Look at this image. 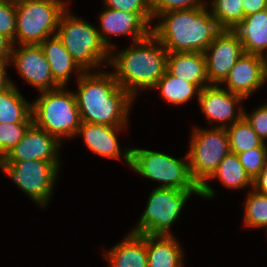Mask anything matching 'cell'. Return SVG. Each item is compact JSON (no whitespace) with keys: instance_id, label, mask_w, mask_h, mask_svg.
Instances as JSON below:
<instances>
[{"instance_id":"obj_1","label":"cell","mask_w":267,"mask_h":267,"mask_svg":"<svg viewBox=\"0 0 267 267\" xmlns=\"http://www.w3.org/2000/svg\"><path fill=\"white\" fill-rule=\"evenodd\" d=\"M74 92L81 122L127 127L134 98L115 79L111 71H86L75 79ZM131 110V111H130Z\"/></svg>"},{"instance_id":"obj_2","label":"cell","mask_w":267,"mask_h":267,"mask_svg":"<svg viewBox=\"0 0 267 267\" xmlns=\"http://www.w3.org/2000/svg\"><path fill=\"white\" fill-rule=\"evenodd\" d=\"M116 47L110 51L109 66L119 86L134 99L142 90L152 91L166 72L168 51L164 46L151 33L120 51Z\"/></svg>"},{"instance_id":"obj_3","label":"cell","mask_w":267,"mask_h":267,"mask_svg":"<svg viewBox=\"0 0 267 267\" xmlns=\"http://www.w3.org/2000/svg\"><path fill=\"white\" fill-rule=\"evenodd\" d=\"M152 34L168 52H202L222 31L208 6L172 10L156 17Z\"/></svg>"},{"instance_id":"obj_4","label":"cell","mask_w":267,"mask_h":267,"mask_svg":"<svg viewBox=\"0 0 267 267\" xmlns=\"http://www.w3.org/2000/svg\"><path fill=\"white\" fill-rule=\"evenodd\" d=\"M67 87L41 91L32 100L33 124L57 138H75L81 125V117L74 92Z\"/></svg>"},{"instance_id":"obj_5","label":"cell","mask_w":267,"mask_h":267,"mask_svg":"<svg viewBox=\"0 0 267 267\" xmlns=\"http://www.w3.org/2000/svg\"><path fill=\"white\" fill-rule=\"evenodd\" d=\"M69 8L62 13L56 33L66 50L85 72L109 65L110 51L101 41L96 26Z\"/></svg>"},{"instance_id":"obj_6","label":"cell","mask_w":267,"mask_h":267,"mask_svg":"<svg viewBox=\"0 0 267 267\" xmlns=\"http://www.w3.org/2000/svg\"><path fill=\"white\" fill-rule=\"evenodd\" d=\"M129 167L145 179L161 183L156 188L200 190L191 177L187 153L178 159L159 151L134 147L131 148Z\"/></svg>"},{"instance_id":"obj_7","label":"cell","mask_w":267,"mask_h":267,"mask_svg":"<svg viewBox=\"0 0 267 267\" xmlns=\"http://www.w3.org/2000/svg\"><path fill=\"white\" fill-rule=\"evenodd\" d=\"M67 8V0L16 1L15 44H41L55 36L59 19Z\"/></svg>"},{"instance_id":"obj_8","label":"cell","mask_w":267,"mask_h":267,"mask_svg":"<svg viewBox=\"0 0 267 267\" xmlns=\"http://www.w3.org/2000/svg\"><path fill=\"white\" fill-rule=\"evenodd\" d=\"M193 194L200 196V190L154 187L137 225L130 231L145 235H173L170 228L181 218L183 207Z\"/></svg>"},{"instance_id":"obj_9","label":"cell","mask_w":267,"mask_h":267,"mask_svg":"<svg viewBox=\"0 0 267 267\" xmlns=\"http://www.w3.org/2000/svg\"><path fill=\"white\" fill-rule=\"evenodd\" d=\"M188 149L189 170L200 187L229 154L230 144L226 128L193 126Z\"/></svg>"},{"instance_id":"obj_10","label":"cell","mask_w":267,"mask_h":267,"mask_svg":"<svg viewBox=\"0 0 267 267\" xmlns=\"http://www.w3.org/2000/svg\"><path fill=\"white\" fill-rule=\"evenodd\" d=\"M0 169L39 207L45 208L49 205L60 172L54 163L42 160L0 159Z\"/></svg>"},{"instance_id":"obj_11","label":"cell","mask_w":267,"mask_h":267,"mask_svg":"<svg viewBox=\"0 0 267 267\" xmlns=\"http://www.w3.org/2000/svg\"><path fill=\"white\" fill-rule=\"evenodd\" d=\"M99 15V27L96 26L103 44L111 51L116 44L111 38L116 35H129L131 42L148 37L152 33L153 14H137L104 7Z\"/></svg>"},{"instance_id":"obj_12","label":"cell","mask_w":267,"mask_h":267,"mask_svg":"<svg viewBox=\"0 0 267 267\" xmlns=\"http://www.w3.org/2000/svg\"><path fill=\"white\" fill-rule=\"evenodd\" d=\"M245 99L220 85H209L200 90L198 103L201 111L213 127L226 128L243 117Z\"/></svg>"},{"instance_id":"obj_13","label":"cell","mask_w":267,"mask_h":267,"mask_svg":"<svg viewBox=\"0 0 267 267\" xmlns=\"http://www.w3.org/2000/svg\"><path fill=\"white\" fill-rule=\"evenodd\" d=\"M10 63L18 74L38 92L60 87L53 79L51 68L40 44L12 45Z\"/></svg>"},{"instance_id":"obj_14","label":"cell","mask_w":267,"mask_h":267,"mask_svg":"<svg viewBox=\"0 0 267 267\" xmlns=\"http://www.w3.org/2000/svg\"><path fill=\"white\" fill-rule=\"evenodd\" d=\"M244 53L243 45L233 30H222L204 51L210 85H220Z\"/></svg>"},{"instance_id":"obj_15","label":"cell","mask_w":267,"mask_h":267,"mask_svg":"<svg viewBox=\"0 0 267 267\" xmlns=\"http://www.w3.org/2000/svg\"><path fill=\"white\" fill-rule=\"evenodd\" d=\"M267 82V59L250 53H243L220 84L231 93L247 100Z\"/></svg>"},{"instance_id":"obj_16","label":"cell","mask_w":267,"mask_h":267,"mask_svg":"<svg viewBox=\"0 0 267 267\" xmlns=\"http://www.w3.org/2000/svg\"><path fill=\"white\" fill-rule=\"evenodd\" d=\"M61 142L46 130L32 124L22 140L2 159L3 161L42 160L54 163L59 169Z\"/></svg>"},{"instance_id":"obj_17","label":"cell","mask_w":267,"mask_h":267,"mask_svg":"<svg viewBox=\"0 0 267 267\" xmlns=\"http://www.w3.org/2000/svg\"><path fill=\"white\" fill-rule=\"evenodd\" d=\"M127 127L107 126L81 122L76 137H83L85 145L101 157L125 161L130 166L131 148H122L118 136ZM121 131V132H120Z\"/></svg>"},{"instance_id":"obj_18","label":"cell","mask_w":267,"mask_h":267,"mask_svg":"<svg viewBox=\"0 0 267 267\" xmlns=\"http://www.w3.org/2000/svg\"><path fill=\"white\" fill-rule=\"evenodd\" d=\"M219 181L227 189L253 188V180L246 173L243 165L240 163L237 154L230 152L220 162L213 174L200 186V196L204 199H214L216 191L208 182Z\"/></svg>"},{"instance_id":"obj_19","label":"cell","mask_w":267,"mask_h":267,"mask_svg":"<svg viewBox=\"0 0 267 267\" xmlns=\"http://www.w3.org/2000/svg\"><path fill=\"white\" fill-rule=\"evenodd\" d=\"M103 256L108 267H148L147 235L130 231Z\"/></svg>"},{"instance_id":"obj_20","label":"cell","mask_w":267,"mask_h":267,"mask_svg":"<svg viewBox=\"0 0 267 267\" xmlns=\"http://www.w3.org/2000/svg\"><path fill=\"white\" fill-rule=\"evenodd\" d=\"M166 71L200 90L209 86L206 58L202 52H168Z\"/></svg>"},{"instance_id":"obj_21","label":"cell","mask_w":267,"mask_h":267,"mask_svg":"<svg viewBox=\"0 0 267 267\" xmlns=\"http://www.w3.org/2000/svg\"><path fill=\"white\" fill-rule=\"evenodd\" d=\"M40 46L42 47L46 60L51 68L54 81L61 87H67L72 73L79 78L85 71L73 59L66 50L57 35L46 38Z\"/></svg>"},{"instance_id":"obj_22","label":"cell","mask_w":267,"mask_h":267,"mask_svg":"<svg viewBox=\"0 0 267 267\" xmlns=\"http://www.w3.org/2000/svg\"><path fill=\"white\" fill-rule=\"evenodd\" d=\"M233 31L238 35L245 53L267 59V9L246 15Z\"/></svg>"},{"instance_id":"obj_23","label":"cell","mask_w":267,"mask_h":267,"mask_svg":"<svg viewBox=\"0 0 267 267\" xmlns=\"http://www.w3.org/2000/svg\"><path fill=\"white\" fill-rule=\"evenodd\" d=\"M174 235H147L148 267H184V250Z\"/></svg>"},{"instance_id":"obj_24","label":"cell","mask_w":267,"mask_h":267,"mask_svg":"<svg viewBox=\"0 0 267 267\" xmlns=\"http://www.w3.org/2000/svg\"><path fill=\"white\" fill-rule=\"evenodd\" d=\"M33 123L32 103L26 101L14 82L0 91V124Z\"/></svg>"},{"instance_id":"obj_25","label":"cell","mask_w":267,"mask_h":267,"mask_svg":"<svg viewBox=\"0 0 267 267\" xmlns=\"http://www.w3.org/2000/svg\"><path fill=\"white\" fill-rule=\"evenodd\" d=\"M159 90L162 98L171 105H183L195 98L198 101L200 89L190 82L184 81L167 71L157 82L153 90Z\"/></svg>"},{"instance_id":"obj_26","label":"cell","mask_w":267,"mask_h":267,"mask_svg":"<svg viewBox=\"0 0 267 267\" xmlns=\"http://www.w3.org/2000/svg\"><path fill=\"white\" fill-rule=\"evenodd\" d=\"M230 151L239 154L259 146H267L257 133L253 130L247 120L242 117L239 121L226 127Z\"/></svg>"},{"instance_id":"obj_27","label":"cell","mask_w":267,"mask_h":267,"mask_svg":"<svg viewBox=\"0 0 267 267\" xmlns=\"http://www.w3.org/2000/svg\"><path fill=\"white\" fill-rule=\"evenodd\" d=\"M209 10L222 30H234L244 19L242 0H210Z\"/></svg>"},{"instance_id":"obj_28","label":"cell","mask_w":267,"mask_h":267,"mask_svg":"<svg viewBox=\"0 0 267 267\" xmlns=\"http://www.w3.org/2000/svg\"><path fill=\"white\" fill-rule=\"evenodd\" d=\"M244 203L243 223L247 228L267 227V196L250 189Z\"/></svg>"},{"instance_id":"obj_29","label":"cell","mask_w":267,"mask_h":267,"mask_svg":"<svg viewBox=\"0 0 267 267\" xmlns=\"http://www.w3.org/2000/svg\"><path fill=\"white\" fill-rule=\"evenodd\" d=\"M33 123L0 124V159H3L23 138Z\"/></svg>"},{"instance_id":"obj_30","label":"cell","mask_w":267,"mask_h":267,"mask_svg":"<svg viewBox=\"0 0 267 267\" xmlns=\"http://www.w3.org/2000/svg\"><path fill=\"white\" fill-rule=\"evenodd\" d=\"M240 163L246 173L253 180L263 168L267 158V146L257 148L237 154Z\"/></svg>"},{"instance_id":"obj_31","label":"cell","mask_w":267,"mask_h":267,"mask_svg":"<svg viewBox=\"0 0 267 267\" xmlns=\"http://www.w3.org/2000/svg\"><path fill=\"white\" fill-rule=\"evenodd\" d=\"M16 2L0 0V34L15 45Z\"/></svg>"},{"instance_id":"obj_32","label":"cell","mask_w":267,"mask_h":267,"mask_svg":"<svg viewBox=\"0 0 267 267\" xmlns=\"http://www.w3.org/2000/svg\"><path fill=\"white\" fill-rule=\"evenodd\" d=\"M207 5V0H151V11L155 22V18L159 14L168 11L190 9Z\"/></svg>"},{"instance_id":"obj_33","label":"cell","mask_w":267,"mask_h":267,"mask_svg":"<svg viewBox=\"0 0 267 267\" xmlns=\"http://www.w3.org/2000/svg\"><path fill=\"white\" fill-rule=\"evenodd\" d=\"M104 7L137 14H152L151 0H103Z\"/></svg>"},{"instance_id":"obj_34","label":"cell","mask_w":267,"mask_h":267,"mask_svg":"<svg viewBox=\"0 0 267 267\" xmlns=\"http://www.w3.org/2000/svg\"><path fill=\"white\" fill-rule=\"evenodd\" d=\"M258 107V108H257ZM250 113L243 110V117L251 125L257 135L266 142L267 140V103L257 106Z\"/></svg>"},{"instance_id":"obj_35","label":"cell","mask_w":267,"mask_h":267,"mask_svg":"<svg viewBox=\"0 0 267 267\" xmlns=\"http://www.w3.org/2000/svg\"><path fill=\"white\" fill-rule=\"evenodd\" d=\"M252 189L267 196V158L260 173L253 179Z\"/></svg>"},{"instance_id":"obj_36","label":"cell","mask_w":267,"mask_h":267,"mask_svg":"<svg viewBox=\"0 0 267 267\" xmlns=\"http://www.w3.org/2000/svg\"><path fill=\"white\" fill-rule=\"evenodd\" d=\"M244 15H251L267 9V0H242Z\"/></svg>"},{"instance_id":"obj_37","label":"cell","mask_w":267,"mask_h":267,"mask_svg":"<svg viewBox=\"0 0 267 267\" xmlns=\"http://www.w3.org/2000/svg\"><path fill=\"white\" fill-rule=\"evenodd\" d=\"M9 64L10 59H0V91L10 87L13 83V81H11V78H8L9 75H7Z\"/></svg>"},{"instance_id":"obj_38","label":"cell","mask_w":267,"mask_h":267,"mask_svg":"<svg viewBox=\"0 0 267 267\" xmlns=\"http://www.w3.org/2000/svg\"><path fill=\"white\" fill-rule=\"evenodd\" d=\"M12 43L0 34V59H10Z\"/></svg>"},{"instance_id":"obj_39","label":"cell","mask_w":267,"mask_h":267,"mask_svg":"<svg viewBox=\"0 0 267 267\" xmlns=\"http://www.w3.org/2000/svg\"><path fill=\"white\" fill-rule=\"evenodd\" d=\"M3 1H12V2H16V1H18V0H3Z\"/></svg>"}]
</instances>
